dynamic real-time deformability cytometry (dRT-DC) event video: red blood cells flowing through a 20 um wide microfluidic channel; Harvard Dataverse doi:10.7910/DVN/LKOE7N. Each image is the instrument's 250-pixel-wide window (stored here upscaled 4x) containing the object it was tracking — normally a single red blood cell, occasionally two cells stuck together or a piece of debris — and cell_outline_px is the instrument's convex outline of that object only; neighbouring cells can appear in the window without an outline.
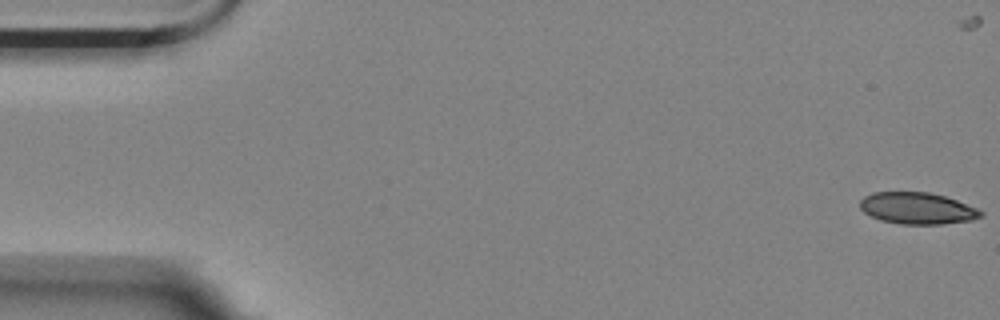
{"species": "Egyptian fruit bat (a non-hibernating species)", "species_latin": "Rousettus aegyptiacus", "temperature_condition": "room temperature", "stored_images_in_passage": 16, "camera_frame_rate_fps": 3000, "um_per_image_px": 0.085, "animal": {"sex": "female"}, "frame": {"image": 1, "passage_image": 1, "time_ms": 0.0, "image_size_px": [1000, 320], "cell_outline_px": [[984, 216], [972, 220], [940, 224], [900, 224], [880, 220], [864, 212], [860, 208], [860, 200], [864, 196], [872, 192], [928, 192], [944, 196], [956, 200], [976, 208], [984, 212]], "centroid_in_image_um": [77.96, 17.7], "position_along_channel_um": 7.0, "area_um2": 22.25}}
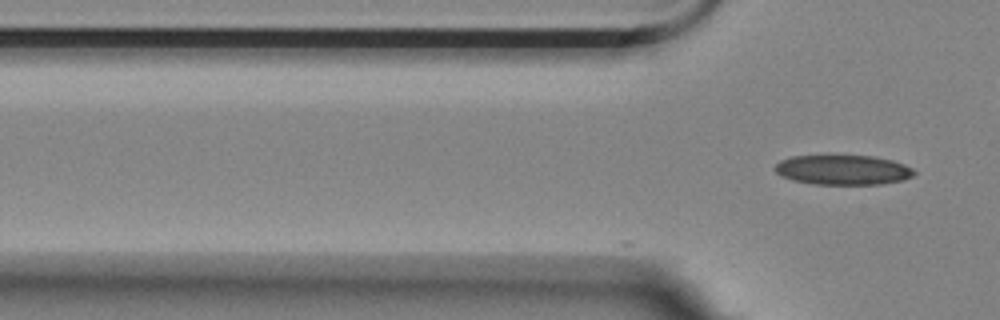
{"frame": {"image": 2, "passage_image": 16, "time_ms": 5.0, "image_size_px": [1000, 320], "cell_outline_px": [[916, 172], [912, 176], [904, 180], [880, 184], [812, 184], [792, 180], [780, 176], [772, 168], [780, 160], [792, 156], [832, 152], [872, 156], [892, 160], [904, 164], [912, 168]], "centroid_in_image_um": [71.58, 14.39], "position_along_channel_um": 54.2, "area_um2": 25.37}}